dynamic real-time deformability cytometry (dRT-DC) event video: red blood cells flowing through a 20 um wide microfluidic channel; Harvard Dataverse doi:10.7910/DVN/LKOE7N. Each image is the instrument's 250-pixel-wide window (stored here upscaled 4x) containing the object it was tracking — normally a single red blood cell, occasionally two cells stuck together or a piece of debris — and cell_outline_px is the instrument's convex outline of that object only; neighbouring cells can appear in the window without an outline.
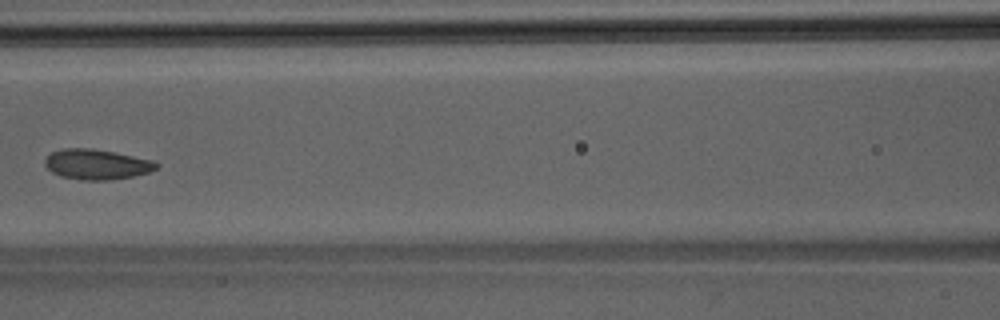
{"species": "Egyptian fruit bat (a non-hibernating species)", "species_latin": "Rousettus aegyptiacus", "temperature_condition": "room temperature", "stored_images_in_passage": 5, "camera_frame_rate_fps": 3000, "um_per_image_px": 0.085, "animal": {"sex": "male"}, "frame": {"image": 1, "passage_image": 5, "time_ms": 1.333, "image_size_px": [1000, 320], "cell_outline_px": [[160, 164], [156, 168], [148, 172], [132, 176], [108, 180], [80, 180], [60, 176], [52, 172], [44, 164], [44, 160], [52, 152], [64, 148], [92, 148], [152, 160]], "centroid_in_image_um": [8.18, 13.97], "position_along_channel_um": 158.4, "area_um2": 19.42}}